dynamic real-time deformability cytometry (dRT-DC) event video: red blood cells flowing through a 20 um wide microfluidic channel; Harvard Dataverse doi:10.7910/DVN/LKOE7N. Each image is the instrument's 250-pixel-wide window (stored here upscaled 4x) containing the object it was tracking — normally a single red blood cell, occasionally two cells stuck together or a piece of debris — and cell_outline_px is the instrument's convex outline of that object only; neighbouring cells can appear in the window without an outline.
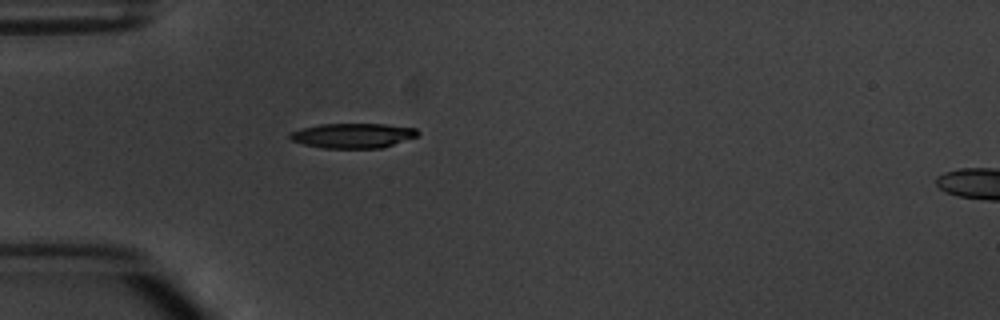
{"species": "common noctule bat (a hibernating species)", "species_latin": "Nyctalus noctula", "temperature_condition": "warm", "stored_images_in_passage": 3, "camera_frame_rate_fps": 3000, "um_per_image_px": 0.085, "animal": {"sex": "male", "body_mass_g": 20.1, "forearm_length_mm": 53.5}, "frame": {"image": 1, "passage_image": 3, "time_ms": 3.333, "image_size_px": [1000, 320], "cell_outline_px": [[420, 132], [416, 136], [380, 148], [324, 148], [304, 144], [292, 140], [288, 136], [288, 132], [320, 124], [384, 124], [416, 128]], "centroid_in_image_um": [29.96, 11.52], "position_along_channel_um": 55.0, "area_um2": 18.26}}